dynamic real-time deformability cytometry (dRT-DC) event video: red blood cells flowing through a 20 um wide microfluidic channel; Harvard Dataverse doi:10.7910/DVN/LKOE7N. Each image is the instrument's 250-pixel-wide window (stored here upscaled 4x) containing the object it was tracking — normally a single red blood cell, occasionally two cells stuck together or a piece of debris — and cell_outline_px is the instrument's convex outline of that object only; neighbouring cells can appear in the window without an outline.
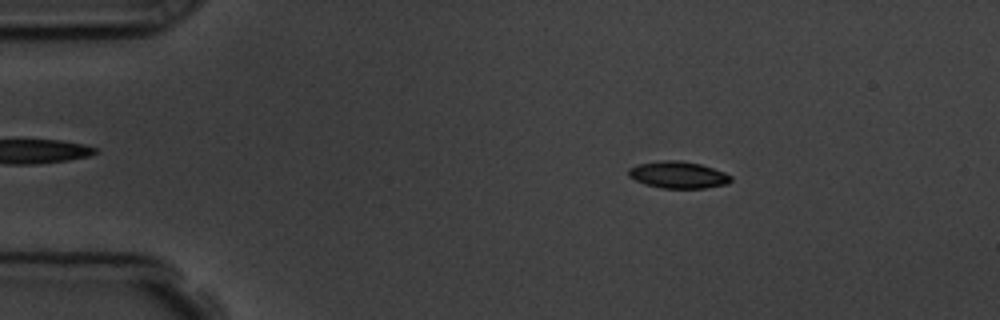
{"species": "common noctule bat (a hibernating species)", "species_latin": "Nyctalus noctula", "temperature_condition": "room temperature", "stored_images_in_passage": 49, "camera_frame_rate_fps": 3000, "um_per_image_px": 0.085, "animal": {"sex": "male", "body_mass_g": 19.5, "forearm_length_mm": 54.6}, "frame": {"image": 1, "passage_image": 2, "time_ms": 0.333, "image_size_px": [1000, 320], "cell_outline_px": [[732, 180], [728, 184], [704, 188], [664, 188], [644, 184], [628, 176], [628, 168], [640, 164], [664, 160], [680, 160], [700, 164], [724, 172], [732, 176]], "centroid_in_image_um": [57.66, 14.86], "position_along_channel_um": 27.3, "area_um2": 15.95}}
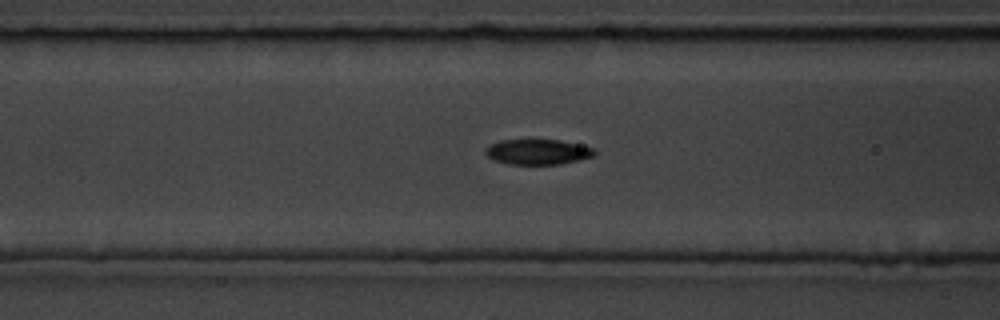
{"frame": {"image": 2, "passage_image": 15, "time_ms": 4.667, "image_size_px": [1000, 320], "cell_outline_px": [[596, 152], [592, 156], [560, 164], [508, 164], [496, 160], [488, 156], [484, 152], [484, 148], [500, 140], [560, 140], [596, 148]], "centroid_in_image_um": [45.7, 12.9], "position_along_channel_um": 120.9, "area_um2": 15.9}}
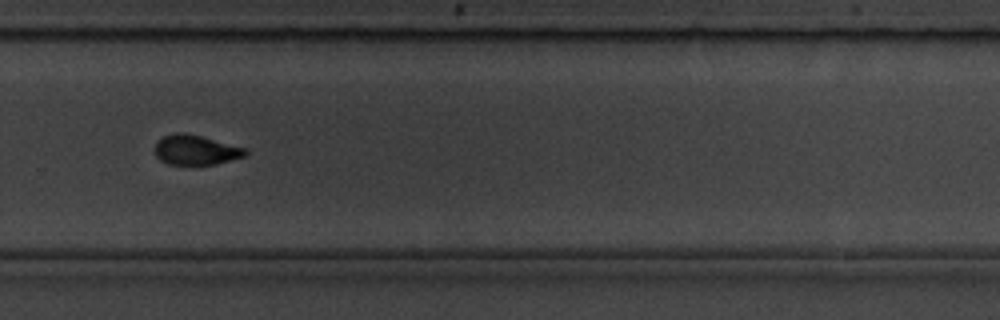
{"frame": {"image": 3, "passage_image": 31, "time_ms": 10.0, "image_size_px": [1000, 320], "cell_outline_px": [[248, 152], [244, 156], [216, 164], [196, 168], [168, 164], [160, 160], [156, 156], [152, 148], [156, 140], [164, 136], [176, 132], [184, 132], [200, 136], [244, 148]], "centroid_in_image_um": [16.54, 12.79], "position_along_channel_um": 313.3, "area_um2": 16.36}, "authors_computed_cell_mechanics": {"area_um2": 16.3574, "velocity_mm_per_s": 3.6143, "shape_relaxation_time_tau1_ms": 3.0137, "shape_relaxation_time_tau2_ms": 1.7361, "deformation_change_tau1": 0.1361, "deformation_change_tau2": 0.0617}}